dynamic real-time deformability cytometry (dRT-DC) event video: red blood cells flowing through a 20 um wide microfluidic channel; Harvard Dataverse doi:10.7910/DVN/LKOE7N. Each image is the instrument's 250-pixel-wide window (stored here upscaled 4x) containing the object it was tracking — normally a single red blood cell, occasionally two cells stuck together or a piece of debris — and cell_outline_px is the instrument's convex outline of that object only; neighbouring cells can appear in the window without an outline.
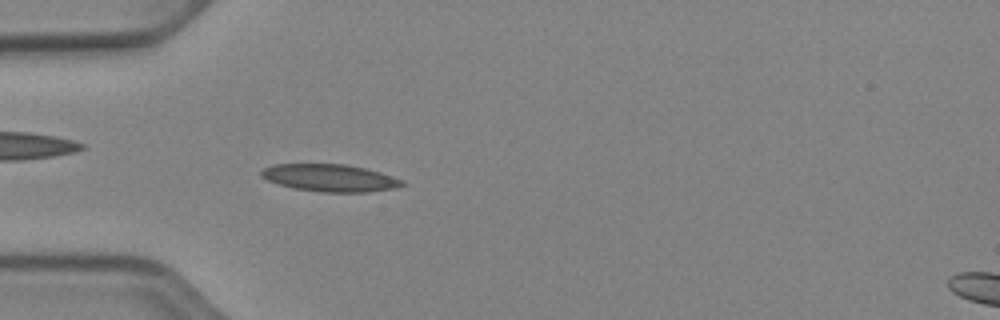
{"species": "Egyptian fruit bat (a non-hibernating species)", "species_latin": "Rousettus aegyptiacus", "temperature_condition": "cold", "stored_images_in_passage": 40, "camera_frame_rate_fps": 3000, "um_per_image_px": 0.085, "animal": {"sex": "female"}, "frame": {"image": 1, "passage_image": 4, "time_ms": 1.0, "image_size_px": [1000, 320], "cell_outline_px": [[408, 184], [396, 188], [368, 192], [320, 192], [296, 188], [280, 184], [268, 180], [260, 176], [260, 172], [264, 168], [272, 164], [348, 164], [380, 172], [404, 180]], "centroid_in_image_um": [28.09, 15.12], "position_along_channel_um": 56.9, "area_um2": 22.48}}
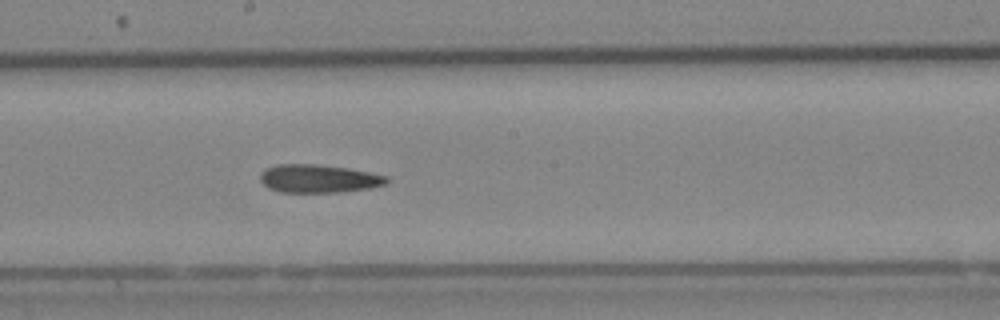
{"frame": {"image": 2, "passage_image": 17, "time_ms": 5.333, "image_size_px": [1000, 320], "cell_outline_px": [[388, 180], [384, 184], [368, 188], [340, 192], [280, 192], [268, 188], [260, 180], [260, 172], [276, 164], [316, 164], [348, 168], [388, 176]], "centroid_in_image_um": [27.05, 15.18], "position_along_channel_um": 221.2, "area_um2": 20.63}}
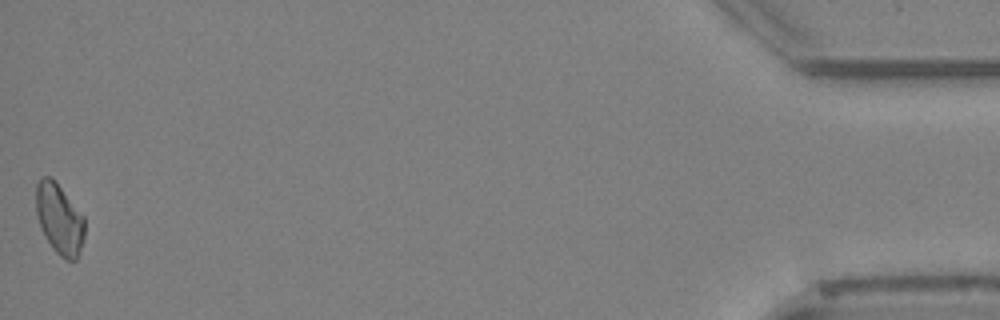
{"frame": {"image": 3, "passage_image": 40, "time_ms": 13.0, "image_size_px": [1000, 320], "cell_outline_px": [[84, 240], [80, 252], [76, 260], [68, 260], [60, 256], [52, 248], [44, 236], [40, 228], [36, 216], [36, 184], [40, 176], [52, 176], [84, 216]], "centroid_in_image_um": [5.03, 18.59], "position_along_channel_um": 430.2, "area_um2": 20.35}}